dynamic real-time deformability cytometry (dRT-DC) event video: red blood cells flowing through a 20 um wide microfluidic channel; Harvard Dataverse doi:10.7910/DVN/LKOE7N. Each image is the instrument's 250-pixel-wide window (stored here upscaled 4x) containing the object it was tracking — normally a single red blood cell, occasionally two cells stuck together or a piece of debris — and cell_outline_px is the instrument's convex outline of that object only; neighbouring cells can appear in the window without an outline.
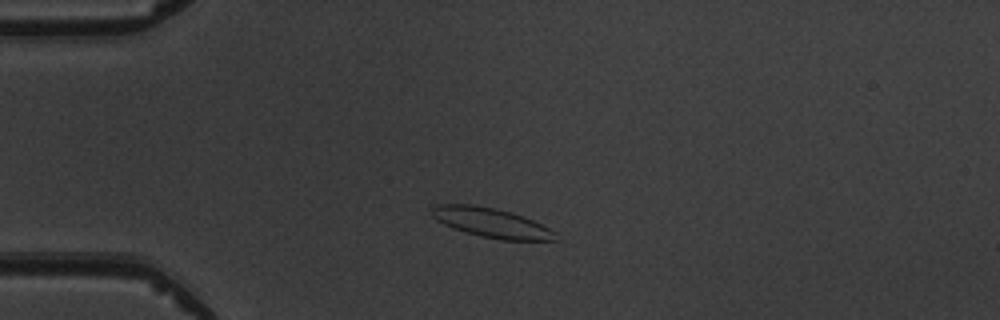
{"species": "common noctule bat (a hibernating species)", "species_latin": "Nyctalus noctula", "temperature_condition": "warm", "stored_images_in_passage": 3, "camera_frame_rate_fps": 3000, "um_per_image_px": 0.085, "animal": {"sex": "male", "body_mass_g": 19.5, "forearm_length_mm": 54.6}, "frame": {"image": 1, "passage_image": 2, "time_ms": 1.333, "image_size_px": [1000, 320], "cell_outline_px": [[560, 240], [500, 240], [480, 236], [464, 232], [452, 228], [436, 220], [432, 216], [432, 208], [436, 204], [472, 204], [496, 208], [512, 212], [524, 216], [556, 232]], "centroid_in_image_um": [41.76, 18.93], "position_along_channel_um": 43.2, "area_um2": 21.44}}